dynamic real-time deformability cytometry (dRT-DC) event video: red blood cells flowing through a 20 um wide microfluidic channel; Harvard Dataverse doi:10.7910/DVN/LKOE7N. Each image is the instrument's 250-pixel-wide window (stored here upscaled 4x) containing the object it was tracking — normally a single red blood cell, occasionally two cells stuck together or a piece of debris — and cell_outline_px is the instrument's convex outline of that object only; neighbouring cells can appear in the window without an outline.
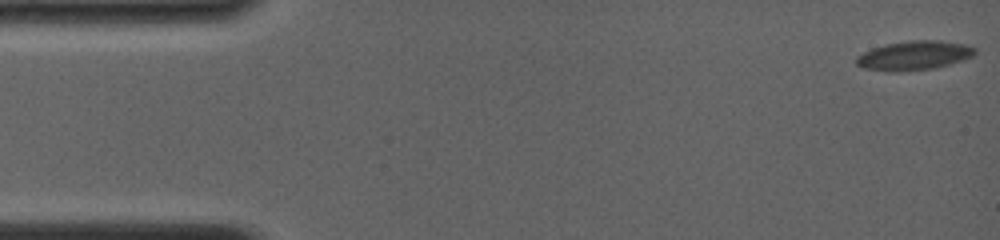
{"species": "common noctule bat (a hibernating species)", "species_latin": "Nyctalus noctula", "temperature_condition": "room temperature", "stored_images_in_passage": 45, "camera_frame_rate_fps": 4000, "um_per_image_px": 0.085, "animal": {"sex": "female", "body_mass_g": 19.0, "forearm_length_mm": 56.7}, "frame": {"image": 1, "passage_image": 1, "time_ms": 0.0, "image_size_px": [1000, 240], "cell_outline_px": [[976, 52], [972, 56], [964, 60], [932, 68], [896, 72], [888, 72], [864, 68], [856, 64], [856, 56], [872, 48], [888, 44], [912, 40], [940, 40], [964, 44], [976, 48]], "centroid_in_image_um": [77.69, 4.72], "position_along_channel_um": 7.3, "area_um2": 20.06}}
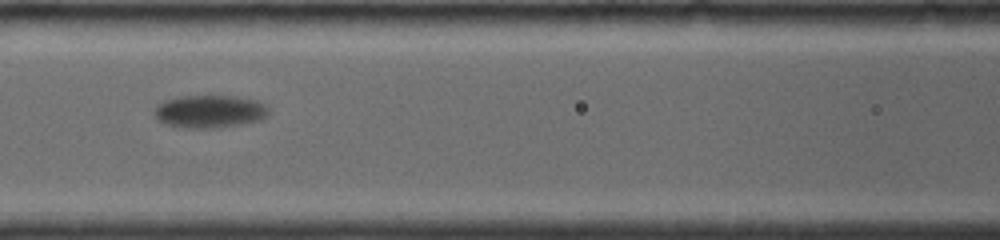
{"frame": {"image": 2, "passage_image": 25, "time_ms": 7.5, "image_size_px": [1000, 240], "cell_outline_px": [[268, 112], [260, 120], [240, 124], [216, 128], [188, 128], [164, 124], [156, 116], [156, 108], [164, 100], [180, 96], [236, 96], [256, 100], [264, 104], [268, 108]], "centroid_in_image_um": [17.83, 9.47], "position_along_channel_um": 148.8, "area_um2": 21.56}}
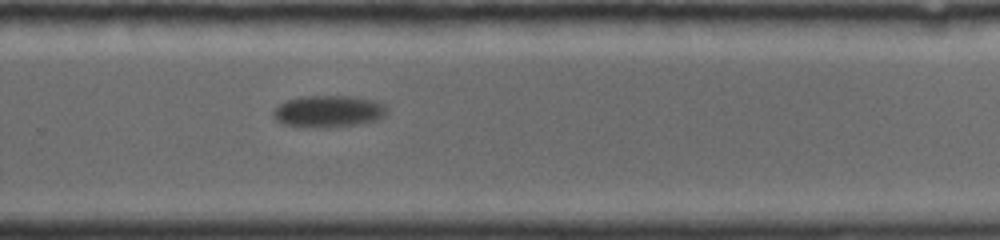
{"frame": {"image": 3, "passage_image": 44, "time_ms": 11.75, "image_size_px": [1000, 240], "cell_outline_px": [[388, 112], [384, 116], [376, 120], [356, 124], [328, 128], [296, 128], [284, 124], [276, 120], [272, 116], [272, 112], [280, 104], [288, 100], [304, 96], [352, 96], [376, 100], [388, 104]], "centroid_in_image_um": [27.94, 9.48], "position_along_channel_um": 301.9, "area_um2": 21.62}}